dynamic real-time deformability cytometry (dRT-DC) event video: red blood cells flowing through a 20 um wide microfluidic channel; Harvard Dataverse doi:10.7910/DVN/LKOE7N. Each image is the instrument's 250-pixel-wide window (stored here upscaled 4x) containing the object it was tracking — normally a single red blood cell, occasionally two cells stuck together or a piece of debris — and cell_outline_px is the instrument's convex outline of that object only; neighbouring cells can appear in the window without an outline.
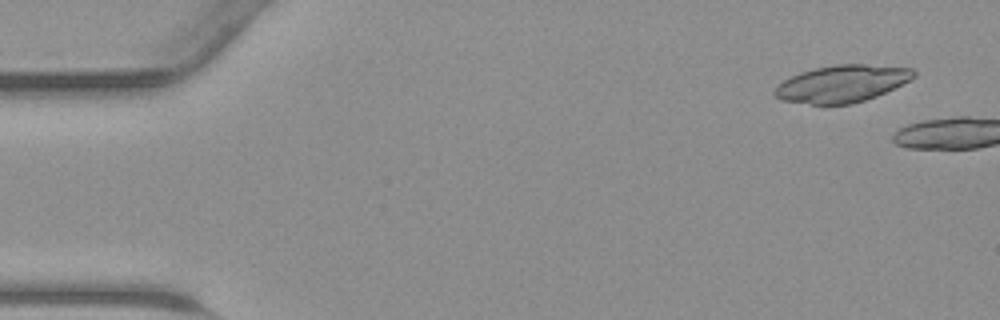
{"species": "common noctule bat (a hibernating species)", "species_latin": "Nyctalus noctula", "temperature_condition": "warm", "stored_images_in_passage": 5, "camera_frame_rate_fps": 3000, "um_per_image_px": 0.085, "animal": {"sex": "male", "body_mass_g": 23.1, "forearm_length_mm": 52.7}, "frame": {"image": 1, "passage_image": 3, "time_ms": 0.667, "image_size_px": [1000, 320], "cell_outline_px": [[916, 76], [876, 96], [852, 104], [812, 104], [780, 100], [772, 92], [784, 80], [800, 72], [816, 68], [836, 64], [864, 64], [912, 68], [916, 72]], "centroid_in_image_um": [71.55, 7.11], "position_along_channel_um": 13.4, "area_um2": 29.65}}